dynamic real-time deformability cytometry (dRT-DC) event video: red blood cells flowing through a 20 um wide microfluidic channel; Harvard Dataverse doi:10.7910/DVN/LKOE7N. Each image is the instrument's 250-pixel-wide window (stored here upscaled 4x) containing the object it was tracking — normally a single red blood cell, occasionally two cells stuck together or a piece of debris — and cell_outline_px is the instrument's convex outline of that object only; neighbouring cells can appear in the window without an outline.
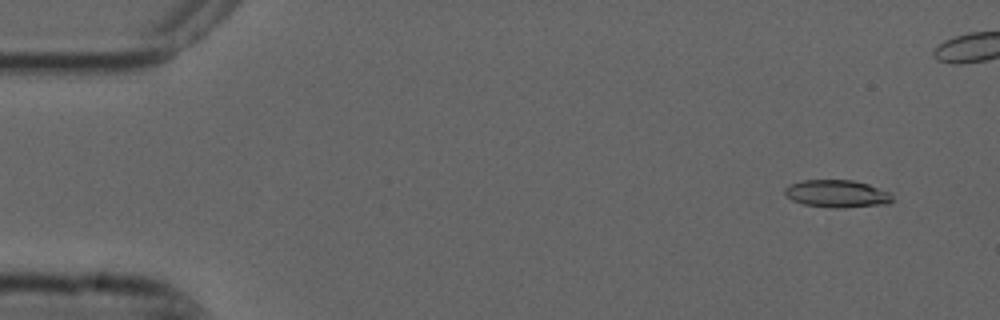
{"species": "common noctule bat (a hibernating species)", "species_latin": "Nyctalus noctula", "temperature_condition": "cold", "stored_images_in_passage": 6, "camera_frame_rate_fps": 3000, "um_per_image_px": 0.085, "animal": {"sex": "male", "forearm_length_mm": 52.5}, "frame": {"image": 1, "passage_image": 1, "time_ms": 0.0, "image_size_px": [1000, 320], "cell_outline_px": [[892, 200], [888, 204], [844, 208], [836, 208], [804, 204], [792, 200], [784, 192], [784, 188], [788, 184], [804, 180], [852, 180], [868, 184], [888, 192], [892, 196]], "centroid_in_image_um": [71.13, 16.46], "position_along_channel_um": 13.9, "area_um2": 17.17}}
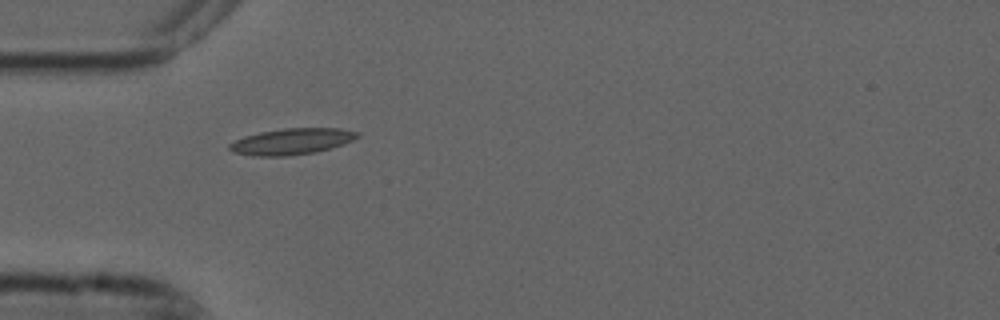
{"frame": {"image": 2, "passage_image": 5, "time_ms": 1.333, "image_size_px": [1000, 320], "cell_outline_px": [[360, 136], [344, 144], [332, 148], [316, 152], [288, 156], [252, 156], [232, 152], [228, 148], [228, 144], [244, 136], [260, 132], [284, 128], [340, 128], [360, 132]], "centroid_in_image_um": [24.8, 12.03], "position_along_channel_um": 60.2, "area_um2": 19.71}}
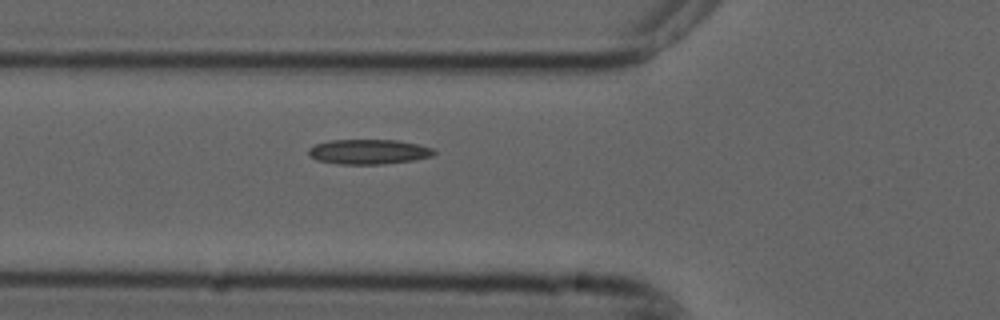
{"frame": {"image": 3, "passage_image": 6, "time_ms": 1.667, "image_size_px": [1000, 320], "cell_outline_px": [[436, 152], [432, 156], [416, 160], [384, 164], [340, 164], [316, 160], [308, 156], [308, 148], [316, 144], [328, 140], [396, 140], [416, 144], [432, 148]], "centroid_in_image_um": [31.3, 12.9], "position_along_channel_um": 94.5, "area_um2": 18.26}}